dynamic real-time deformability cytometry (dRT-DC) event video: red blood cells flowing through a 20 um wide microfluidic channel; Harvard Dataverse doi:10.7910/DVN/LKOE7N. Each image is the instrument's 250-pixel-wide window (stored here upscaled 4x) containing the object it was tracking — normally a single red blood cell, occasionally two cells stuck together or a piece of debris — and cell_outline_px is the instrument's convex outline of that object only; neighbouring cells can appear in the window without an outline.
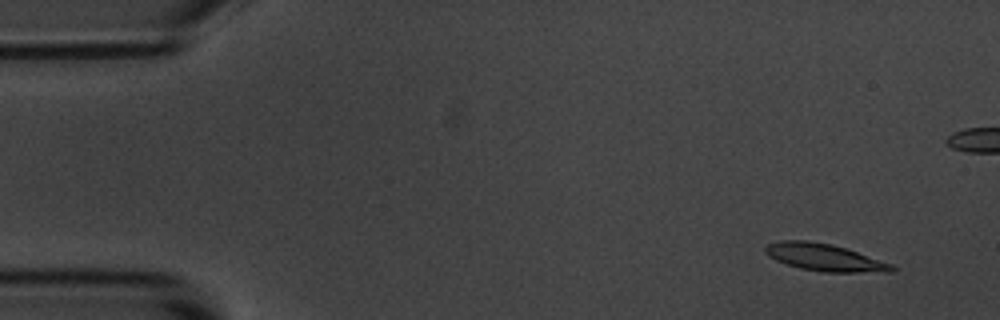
{"species": "common noctule bat (a hibernating species)", "species_latin": "Nyctalus noctula", "temperature_condition": "room temperature", "stored_images_in_passage": 56, "camera_frame_rate_fps": 3000, "um_per_image_px": 0.085, "animal": {"sex": "male", "body_mass_g": 20.1, "forearm_length_mm": 53.5}, "frame": {"image": 1, "passage_image": 4, "time_ms": 1.0, "image_size_px": [1000, 320], "cell_outline_px": [[896, 268], [892, 272], [824, 272], [800, 268], [776, 260], [768, 256], [764, 252], [764, 248], [768, 244], [780, 240], [804, 240], [832, 244], [848, 248], [892, 264]], "centroid_in_image_um": [70.09, 21.87], "position_along_channel_um": 14.9, "area_um2": 20.11}}
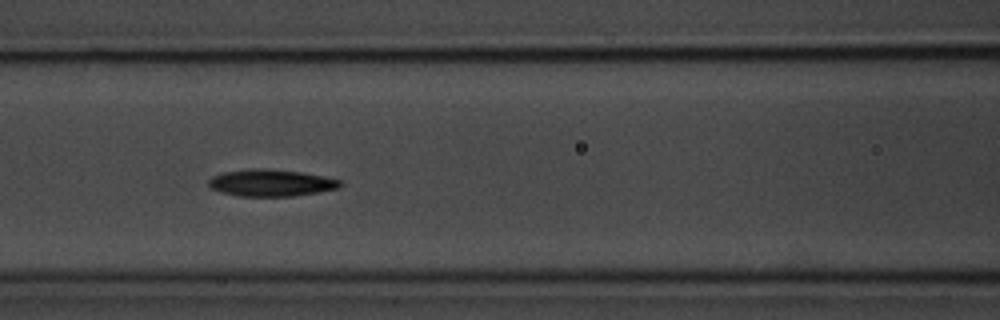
{"frame": {"image": 2, "passage_image": 23, "time_ms": 7.333, "image_size_px": [1000, 320], "cell_outline_px": [[344, 184], [340, 188], [292, 196], [240, 196], [220, 192], [212, 188], [208, 184], [208, 180], [212, 176], [224, 172], [248, 168], [260, 168], [300, 172], [324, 176], [344, 180]], "centroid_in_image_um": [23.06, 15.54], "position_along_channel_um": 143.5, "area_um2": 20.69}}
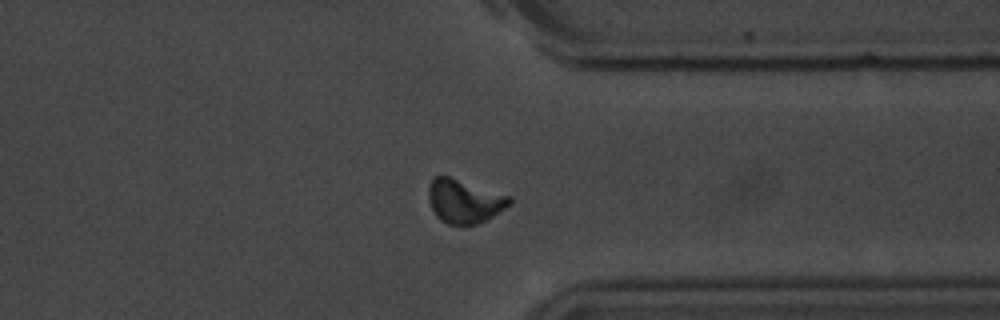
{"frame": {"image": 3, "passage_image": 42, "time_ms": 13.667, "image_size_px": [1000, 320], "cell_outline_px": [[512, 204], [492, 216], [476, 224], [464, 228], [448, 224], [440, 220], [436, 216], [428, 200], [428, 188], [432, 180], [436, 176], [448, 176], [512, 196]], "centroid_in_image_um": [39.47, 17.13], "position_along_channel_um": 371.9, "area_um2": 20.92}, "authors_computed_cell_mechanics": {"area_um2": 20.1144, "velocity_mm_per_s": 3.6495, "shape_relaxation_time_tau1_ms": 2.7279, "shape_relaxation_time_tau2_ms": 4.3609, "deformation_change_tau1": 0.129, "deformation_change_tau2": 0.0928}}